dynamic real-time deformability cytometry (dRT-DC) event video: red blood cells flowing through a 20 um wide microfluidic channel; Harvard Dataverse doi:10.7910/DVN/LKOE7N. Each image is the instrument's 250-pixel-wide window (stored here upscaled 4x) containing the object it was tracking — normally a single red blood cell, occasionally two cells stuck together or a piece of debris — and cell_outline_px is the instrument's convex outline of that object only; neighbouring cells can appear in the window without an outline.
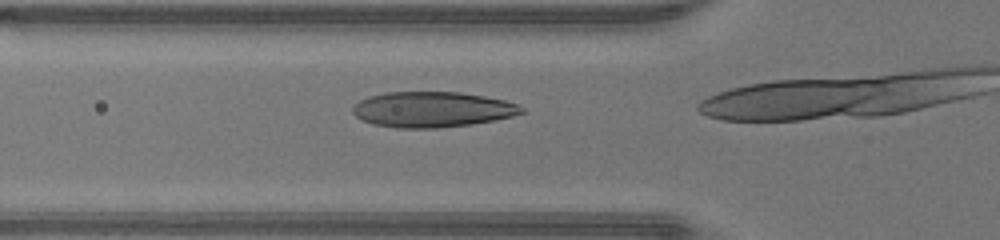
{"species": "human", "species_latin": "Homo sapiens", "temperature_condition": "warm", "stored_images_in_passage": 14, "camera_frame_rate_fps": 3000, "um_per_image_px": 0.085, "donor": {"sex": "male"}, "frame": {"image": 1, "passage_image": 11, "time_ms": 3.333, "image_size_px": [1000, 240], "cell_outline_px": [[524, 112], [512, 116], [496, 120], [468, 124], [436, 128], [396, 128], [372, 124], [356, 116], [352, 112], [352, 108], [360, 100], [368, 96], [384, 92], [460, 92], [484, 96], [504, 100], [516, 104], [524, 108]], "centroid_in_image_um": [36.72, 9.3], "position_along_channel_um": 89.1, "area_um2": 34.85}}
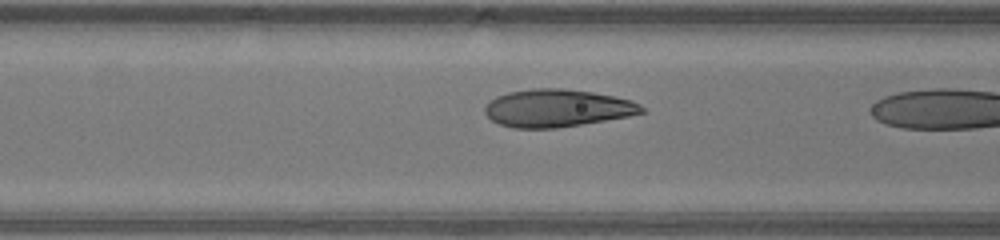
{"frame": {"image": 2, "passage_image": 13, "time_ms": 4.0, "image_size_px": [1000, 240], "cell_outline_px": [[644, 112], [628, 116], [556, 128], [512, 128], [500, 124], [492, 120], [484, 112], [484, 108], [496, 96], [508, 92], [532, 88], [560, 88], [592, 92], [632, 100], [640, 104], [644, 108]], "centroid_in_image_um": [47.34, 9.18], "position_along_channel_um": 119.3, "area_um2": 34.1}}